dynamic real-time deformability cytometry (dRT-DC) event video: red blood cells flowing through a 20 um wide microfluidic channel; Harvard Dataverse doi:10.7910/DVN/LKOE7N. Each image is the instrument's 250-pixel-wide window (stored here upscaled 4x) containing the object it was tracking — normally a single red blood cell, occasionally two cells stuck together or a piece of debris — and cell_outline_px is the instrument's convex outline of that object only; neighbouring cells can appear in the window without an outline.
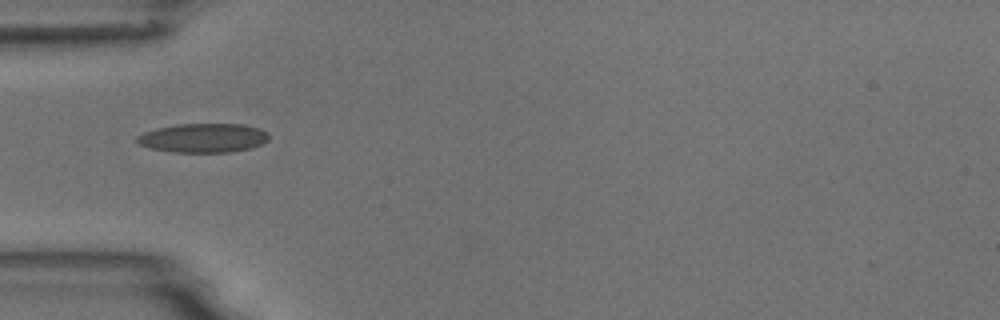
{"species": "common noctule bat (a hibernating species)", "species_latin": "Nyctalus noctula", "temperature_condition": "room temperature", "stored_images_in_passage": 6, "camera_frame_rate_fps": 3000, "um_per_image_px": 0.085, "animal": {"sex": "male", "body_mass_g": 18.8}, "frame": {"image": 1, "passage_image": 1, "time_ms": 0.0, "image_size_px": [1000, 320], "cell_outline_px": [[268, 140], [252, 148], [232, 152], [172, 152], [152, 148], [140, 144], [136, 140], [136, 136], [144, 132], [156, 128], [176, 124], [244, 124], [260, 128], [268, 132]], "centroid_in_image_um": [17.3, 11.72], "position_along_channel_um": 67.7, "area_um2": 22.43}}
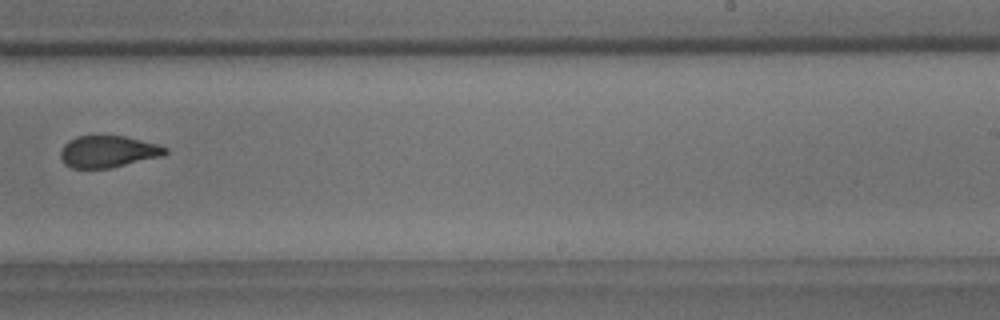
{"frame": {"image": 2, "passage_image": 6, "time_ms": 5.667, "image_size_px": [1000, 320], "cell_outline_px": [[168, 152], [164, 156], [108, 168], [72, 168], [64, 164], [60, 156], [60, 152], [64, 144], [68, 140], [76, 136], [124, 136], [156, 144], [168, 148]], "centroid_in_image_um": [9.17, 12.88], "position_along_channel_um": 279.8, "area_um2": 19.36}}